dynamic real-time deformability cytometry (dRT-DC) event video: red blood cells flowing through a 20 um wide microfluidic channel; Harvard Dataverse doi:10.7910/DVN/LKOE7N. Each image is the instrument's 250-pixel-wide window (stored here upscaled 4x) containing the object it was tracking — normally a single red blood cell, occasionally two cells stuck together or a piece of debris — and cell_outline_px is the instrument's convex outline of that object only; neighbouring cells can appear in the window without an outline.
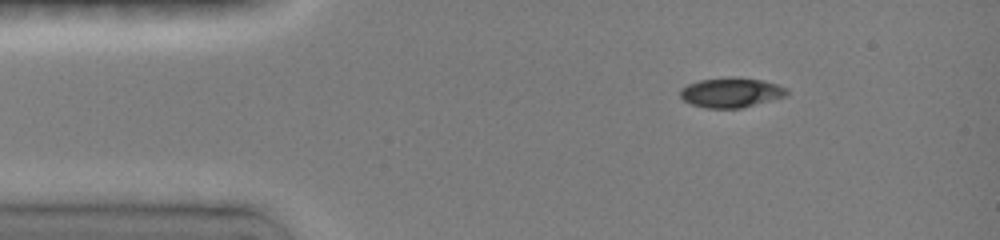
{"species": "common noctule bat (a hibernating species)", "species_latin": "Nyctalus noctula", "temperature_condition": "room temperature", "stored_images_in_passage": 12, "camera_frame_rate_fps": 3000, "um_per_image_px": 0.085, "animal": {"sex": "female", "body_mass_g": 19.0, "forearm_length_mm": 51.5}, "frame": {"image": 1, "passage_image": 1, "time_ms": 0.0, "image_size_px": [1000, 240], "cell_outline_px": [[788, 96], [744, 108], [704, 108], [692, 104], [684, 100], [680, 96], [680, 88], [688, 84], [700, 80], [728, 76], [732, 76], [764, 80], [788, 88]], "centroid_in_image_um": [62.18, 7.86], "position_along_channel_um": 22.8, "area_um2": 18.9}}
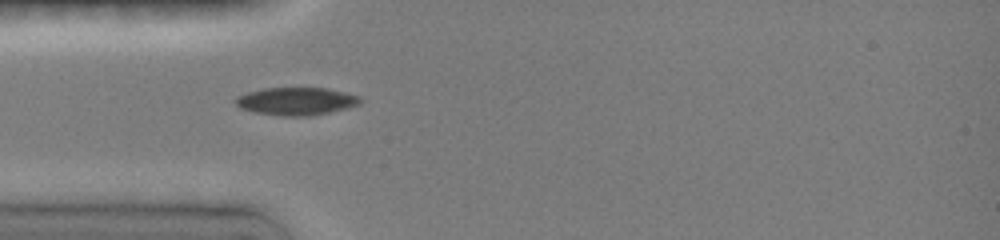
{"frame": {"image": 2, "passage_image": 6, "time_ms": 2.333, "image_size_px": [1000, 240], "cell_outline_px": [[364, 100], [360, 104], [348, 108], [312, 116], [280, 116], [252, 112], [240, 108], [236, 104], [236, 100], [240, 96], [248, 92], [264, 88], [324, 88], [360, 96]], "centroid_in_image_um": [25.22, 8.62], "position_along_channel_um": 59.8, "area_um2": 20.17}}
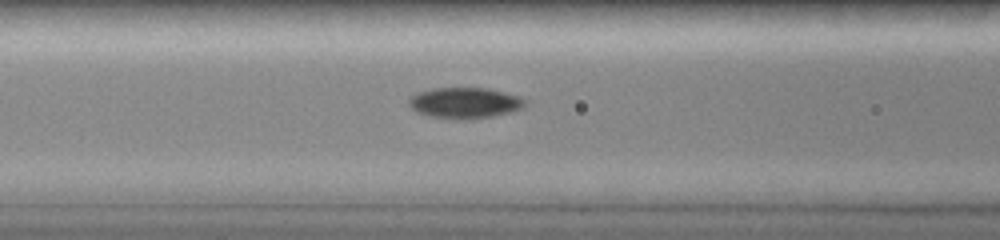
{"frame": {"image": 3, "passage_image": 10, "time_ms": 4.0, "image_size_px": [1000, 240], "cell_outline_px": [[524, 104], [520, 108], [512, 112], [492, 116], [468, 120], [452, 120], [428, 116], [416, 112], [408, 104], [408, 100], [412, 96], [420, 92], [436, 88], [488, 88], [516, 96], [524, 100]], "centroid_in_image_um": [39.45, 8.77], "position_along_channel_um": 127.2, "area_um2": 20.81}}